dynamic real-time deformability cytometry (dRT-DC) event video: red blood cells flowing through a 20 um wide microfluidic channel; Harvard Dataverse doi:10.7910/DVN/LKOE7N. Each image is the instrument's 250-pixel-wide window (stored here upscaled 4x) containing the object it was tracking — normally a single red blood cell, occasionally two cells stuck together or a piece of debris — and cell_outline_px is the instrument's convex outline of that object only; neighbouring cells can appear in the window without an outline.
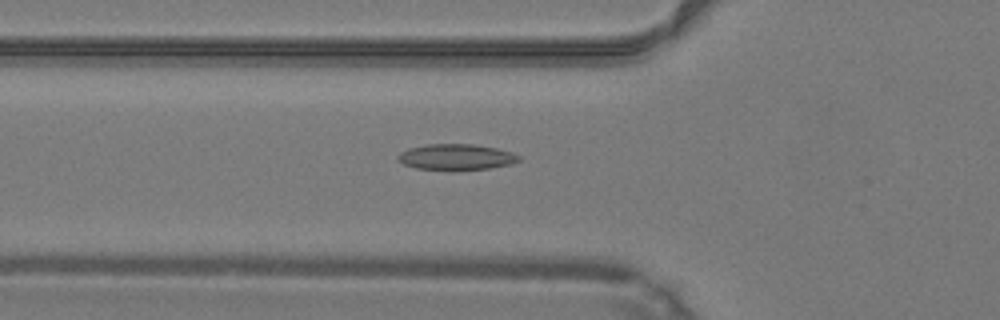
{"species": "common noctule bat (a hibernating species)", "species_latin": "Nyctalus noctula", "temperature_condition": "warm", "stored_images_in_passage": 48, "camera_frame_rate_fps": 3000, "um_per_image_px": 0.085, "animal": {"sex": "male", "body_mass_g": 19.2, "forearm_length_mm": 51.8}, "frame": {"image": 1, "passage_image": 17, "time_ms": 5.333, "image_size_px": [1000, 320], "cell_outline_px": [[520, 160], [512, 164], [492, 168], [416, 168], [404, 164], [396, 160], [396, 156], [400, 152], [408, 148], [428, 144], [472, 144], [496, 148], [512, 152], [520, 156]], "centroid_in_image_um": [38.77, 13.31], "position_along_channel_um": 87.0, "area_um2": 17.8}}
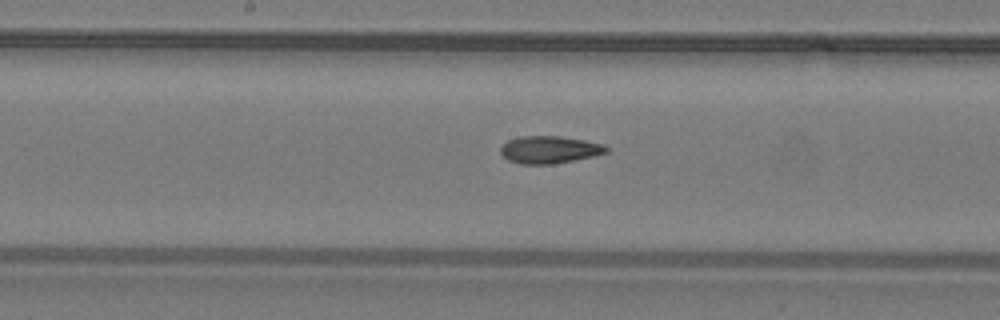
{"frame": {"image": 2, "passage_image": 25, "time_ms": 8.0, "image_size_px": [1000, 320], "cell_outline_px": [[608, 152], [592, 156], [552, 164], [520, 164], [508, 160], [500, 152], [500, 148], [508, 140], [520, 136], [560, 136], [584, 140], [604, 144], [608, 148]], "centroid_in_image_um": [46.69, 12.71], "position_along_channel_um": 201.5, "area_um2": 16.76}}
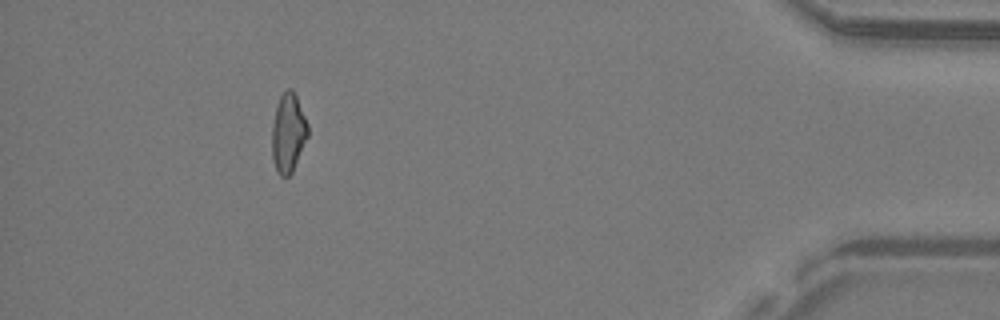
{"frame": {"image": 3, "passage_image": 44, "time_ms": 14.333, "image_size_px": [1000, 320], "cell_outline_px": [[308, 136], [292, 172], [288, 176], [280, 176], [276, 172], [272, 160], [272, 124], [276, 108], [280, 96], [288, 88], [292, 88], [296, 96], [308, 124]], "centroid_in_image_um": [24.49, 11.32], "position_along_channel_um": 410.7, "area_um2": 16.47}, "authors_computed_cell_mechanics": {"area_um2": 17.0221, "velocity_mm_per_s": 4.2573, "shape_relaxation_time_tau1_ms": null, "shape_relaxation_time_tau2_ms": 3.8655, "deformation_change_tau1": null, "deformation_change_tau2": 0.122}}